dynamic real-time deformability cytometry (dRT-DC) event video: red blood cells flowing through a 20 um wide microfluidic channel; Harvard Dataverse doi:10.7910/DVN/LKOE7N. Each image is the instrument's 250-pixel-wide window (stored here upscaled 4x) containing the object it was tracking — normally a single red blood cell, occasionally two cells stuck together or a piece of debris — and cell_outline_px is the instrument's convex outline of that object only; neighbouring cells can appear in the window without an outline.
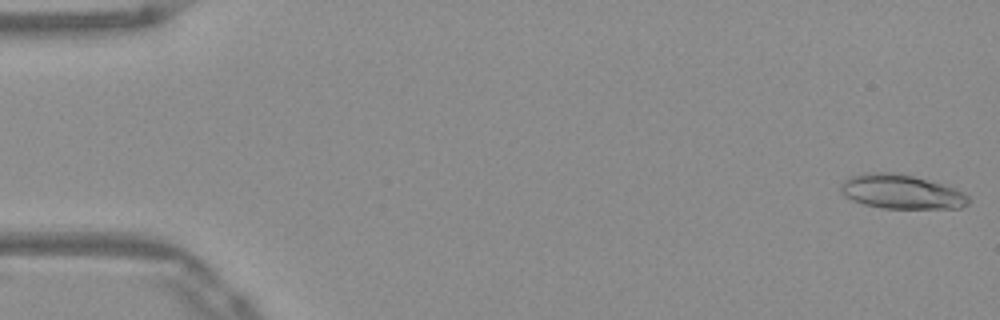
{"species": "Egyptian fruit bat (a non-hibernating species)", "species_latin": "Rousettus aegyptiacus", "temperature_condition": "warm", "stored_images_in_passage": 51, "camera_frame_rate_fps": 3000, "um_per_image_px": 0.085, "frame": {"image": 1, "passage_image": 1, "time_ms": 0.0, "image_size_px": [1000, 320], "cell_outline_px": [[972, 200], [968, 204], [960, 208], [880, 208], [864, 204], [852, 200], [844, 196], [840, 192], [840, 184], [848, 176], [872, 172], [896, 172], [912, 176], [956, 188], [964, 192]], "centroid_in_image_um": [76.6, 16.3], "position_along_channel_um": 8.4, "area_um2": 25.66}}
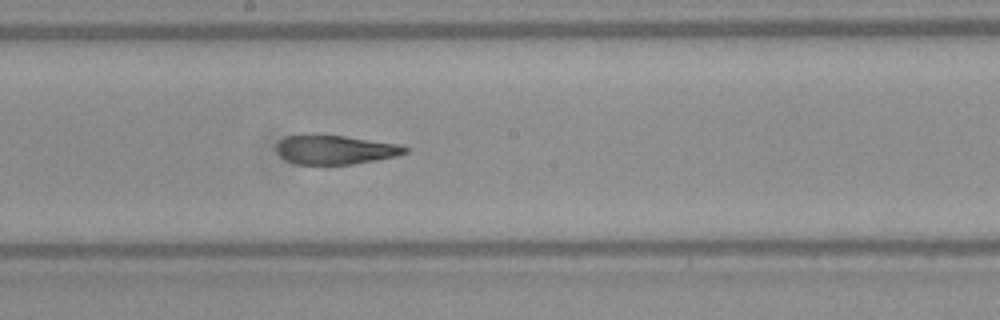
{"frame": {"image": 2, "passage_image": 28, "time_ms": 9.0, "image_size_px": [1000, 320], "cell_outline_px": [[408, 152], [396, 156], [376, 160], [352, 164], [296, 164], [284, 160], [276, 152], [276, 144], [280, 140], [288, 136], [344, 136], [400, 144], [408, 148]], "centroid_in_image_um": [28.5, 12.74], "position_along_channel_um": 219.7, "area_um2": 21.5}}
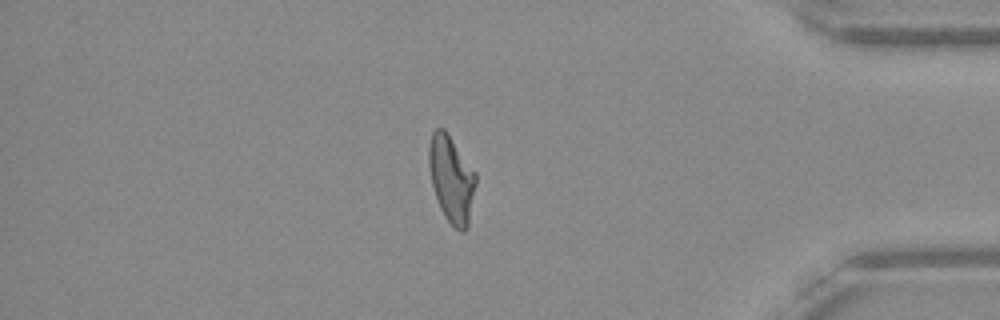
{"frame": {"image": 3, "passage_image": 44, "time_ms": 14.333, "image_size_px": [1000, 320], "cell_outline_px": [[476, 184], [468, 228], [464, 232], [460, 232], [444, 216], [440, 208], [432, 184], [428, 164], [428, 144], [432, 132], [436, 128], [444, 128], [476, 172]], "centroid_in_image_um": [38.37, 15.21], "position_along_channel_um": 396.8, "area_um2": 23.81}, "authors_computed_cell_mechanics": {"area_um2": 23.5824, "velocity_mm_per_s": 3.9367, "shape_relaxation_time_tau1_ms": null, "shape_relaxation_time_tau2_ms": 3.1313, "deformation_change_tau1": null, "deformation_change_tau2": 0.1142}}